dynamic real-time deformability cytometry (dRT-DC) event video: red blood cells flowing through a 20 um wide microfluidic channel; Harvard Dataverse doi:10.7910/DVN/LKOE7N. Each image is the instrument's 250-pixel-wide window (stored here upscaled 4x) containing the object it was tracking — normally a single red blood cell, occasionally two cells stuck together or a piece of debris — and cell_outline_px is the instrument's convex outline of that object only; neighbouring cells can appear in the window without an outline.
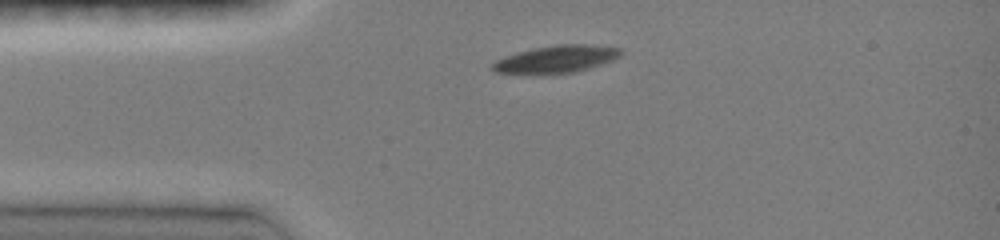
{"species": "common noctule bat (a hibernating species)", "species_latin": "Nyctalus noctula", "temperature_condition": "room temperature", "stored_images_in_passage": 33, "camera_frame_rate_fps": 3000, "um_per_image_px": 0.085, "animal": {"sex": "female", "body_mass_g": 19.0, "forearm_length_mm": 51.5}, "frame": {"image": 1, "passage_image": 1, "time_ms": 0.0, "image_size_px": [1000, 240], "cell_outline_px": [[624, 52], [620, 56], [612, 60], [576, 72], [496, 72], [488, 68], [496, 60], [504, 56], [536, 48], [560, 44], [584, 44], [624, 48]], "centroid_in_image_um": [47.34, 4.99], "position_along_channel_um": 37.7, "area_um2": 19.77}}
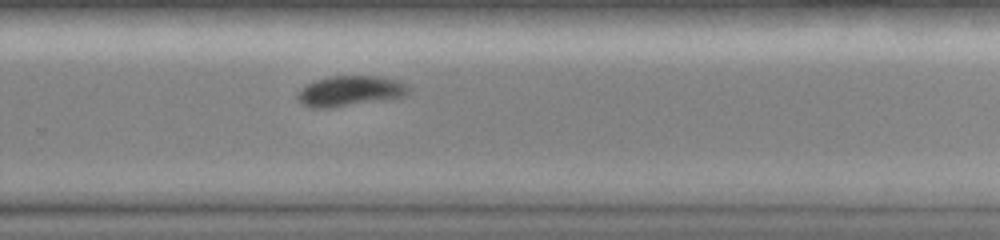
{"frame": {"image": 2, "passage_image": 22, "time_ms": 7.0, "image_size_px": [1000, 240], "cell_outline_px": [[408, 92], [404, 96], [332, 108], [312, 108], [300, 104], [296, 100], [296, 92], [304, 84], [328, 76], [380, 76], [396, 80], [404, 84], [408, 88]], "centroid_in_image_um": [29.62, 7.74], "position_along_channel_um": 300.2, "area_um2": 19.77}}
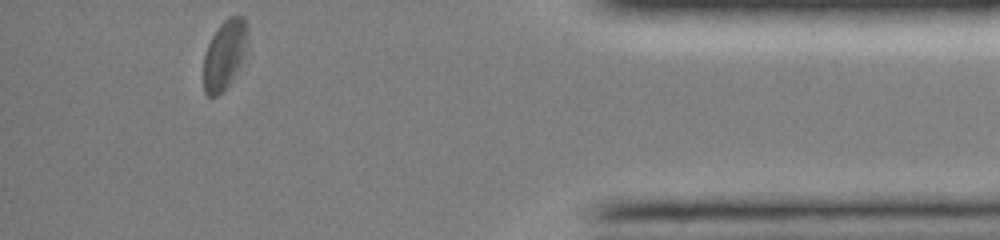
{"frame": {"image": 3, "passage_image": 33, "time_ms": 10.667, "image_size_px": [1000, 240], "cell_outline_px": [[248, 32], [244, 52], [224, 92], [216, 96], [208, 96], [204, 92], [204, 56], [208, 44], [216, 28], [228, 16], [244, 16], [248, 24]], "centroid_in_image_um": [19.07, 4.59], "position_along_channel_um": 416.1, "area_um2": 17.46}, "authors_computed_cell_mechanics": {"area_um2": 20.8658, "velocity_mm_per_s": 4.0618, "shape_relaxation_time_tau1_ms": 2.2154, "shape_relaxation_time_tau2_ms": 10.5736, "deformation_change_tau1": 0.0939, "deformation_change_tau2": 0.099}}